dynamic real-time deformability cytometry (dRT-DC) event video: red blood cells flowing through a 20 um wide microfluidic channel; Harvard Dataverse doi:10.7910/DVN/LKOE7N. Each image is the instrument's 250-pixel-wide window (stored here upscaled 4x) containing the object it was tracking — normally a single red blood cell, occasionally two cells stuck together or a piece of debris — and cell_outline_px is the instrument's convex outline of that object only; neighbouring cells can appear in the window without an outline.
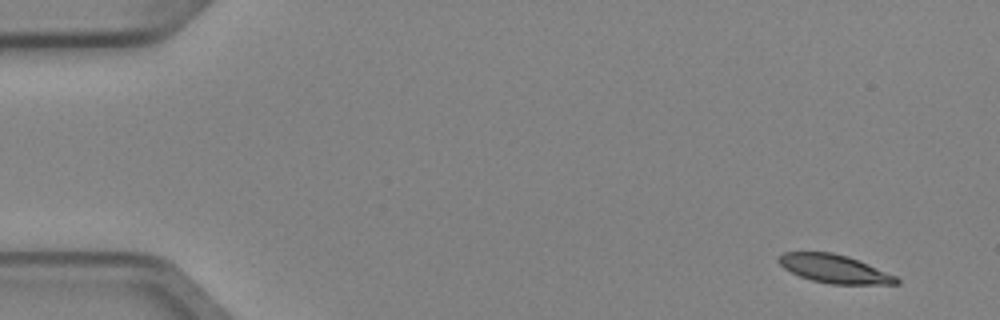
{"species": "Egyptian fruit bat (a non-hibernating species)", "species_latin": "Rousettus aegyptiacus", "temperature_condition": "cold", "stored_images_in_passage": 5, "camera_frame_rate_fps": 3000, "um_per_image_px": 0.085, "animal": {"sex": "female"}, "frame": {"image": 1, "passage_image": 1, "time_ms": 0.0, "image_size_px": [1000, 320], "cell_outline_px": [[900, 284], [832, 284], [812, 280], [800, 276], [784, 268], [776, 260], [776, 256], [784, 252], [832, 252], [848, 256], [868, 264], [896, 276], [900, 280]], "centroid_in_image_um": [70.9, 22.84], "position_along_channel_um": 14.1, "area_um2": 19.42}}